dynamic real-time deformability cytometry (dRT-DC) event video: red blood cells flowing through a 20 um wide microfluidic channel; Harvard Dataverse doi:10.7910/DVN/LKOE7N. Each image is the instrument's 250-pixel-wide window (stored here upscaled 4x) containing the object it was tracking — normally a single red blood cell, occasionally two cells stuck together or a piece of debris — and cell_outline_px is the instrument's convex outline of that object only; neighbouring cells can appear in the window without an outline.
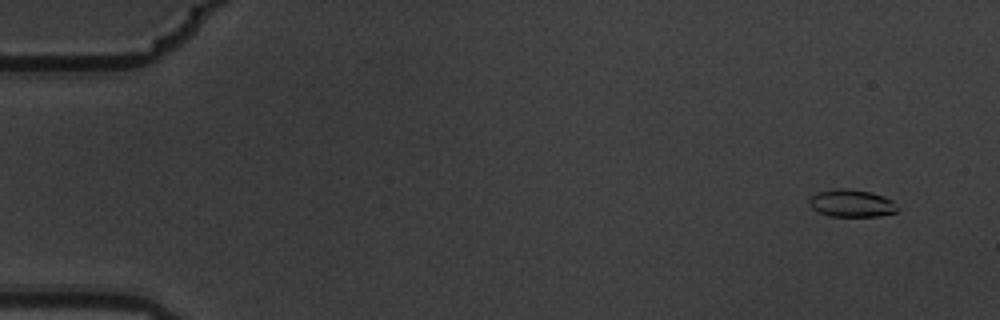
{"species": "common noctule bat (a hibernating species)", "species_latin": "Nyctalus noctula", "temperature_condition": "warm", "stored_images_in_passage": 7, "segment_of_instrument_passage": [1, 2], "camera_frame_rate_fps": 3000, "um_per_image_px": 0.085, "animal": {"sex": "male", "body_mass_g": 19.5, "forearm_length_mm": 54.6}, "frame": {"image": 1, "passage_image": 2, "time_ms": 0.333, "image_size_px": [1000, 320], "cell_outline_px": [[900, 208], [896, 212], [876, 216], [828, 216], [812, 208], [808, 200], [812, 196], [820, 192], [840, 188], [848, 188], [872, 192], [884, 196], [892, 200]], "centroid_in_image_um": [72.43, 17.27], "position_along_channel_um": 12.6, "area_um2": 14.05}}